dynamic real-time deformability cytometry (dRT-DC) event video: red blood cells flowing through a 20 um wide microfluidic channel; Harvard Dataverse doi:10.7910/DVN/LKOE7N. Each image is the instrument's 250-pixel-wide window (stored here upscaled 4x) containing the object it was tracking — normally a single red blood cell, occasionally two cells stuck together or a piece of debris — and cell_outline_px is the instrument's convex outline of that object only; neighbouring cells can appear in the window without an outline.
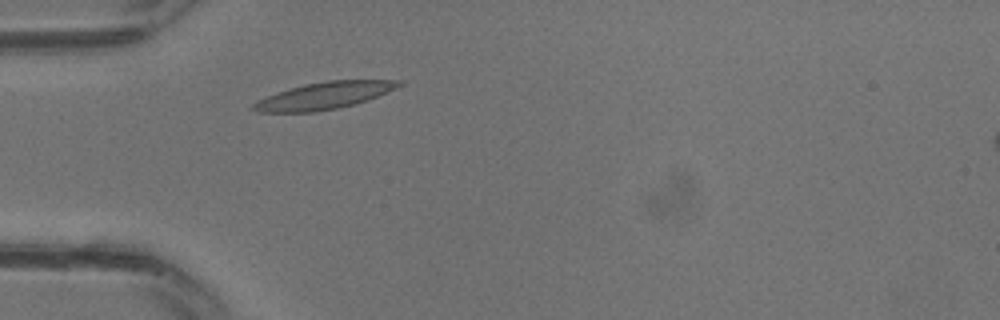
{"species": "common noctule bat (a hibernating species)", "species_latin": "Nyctalus noctula", "temperature_condition": "warm", "stored_images_in_passage": 11, "camera_frame_rate_fps": 3000, "um_per_image_px": 0.085, "animal": {"sex": "male", "body_mass_g": 13.3}, "frame": {"image": 1, "passage_image": 5, "time_ms": 1.333, "image_size_px": [1000, 320], "cell_outline_px": [[404, 84], [396, 88], [368, 100], [336, 108], [316, 112], [260, 112], [252, 108], [252, 104], [268, 96], [304, 84], [328, 80], [404, 80]], "centroid_in_image_um": [27.62, 8.12], "position_along_channel_um": 57.4, "area_um2": 22.48}}
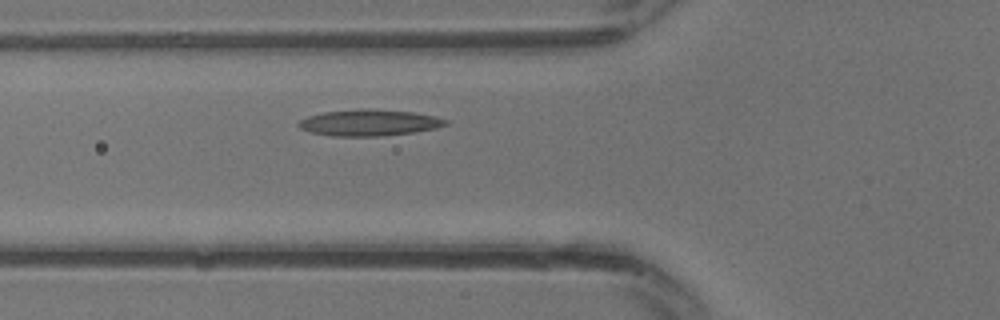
{"frame": {"image": 2, "passage_image": 7, "time_ms": 2.0, "image_size_px": [1000, 320], "cell_outline_px": [[448, 124], [436, 128], [416, 132], [384, 136], [332, 136], [308, 132], [300, 128], [296, 124], [300, 120], [308, 116], [324, 112], [360, 108], [368, 108], [412, 112], [436, 116], [448, 120]], "centroid_in_image_um": [31.38, 10.43], "position_along_channel_um": 94.4, "area_um2": 22.83}}
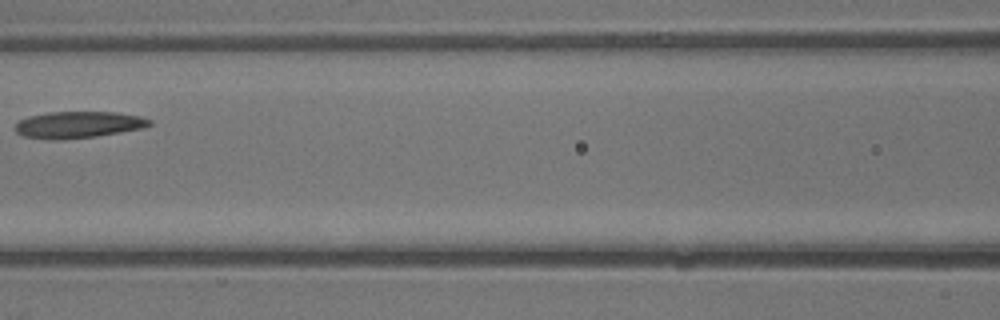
{"frame": {"image": 3, "passage_image": 10, "time_ms": 3.0, "image_size_px": [1000, 320], "cell_outline_px": [[152, 124], [144, 128], [96, 136], [64, 140], [48, 140], [24, 136], [16, 132], [12, 128], [20, 120], [28, 116], [48, 112], [112, 112], [140, 116], [152, 120]], "centroid_in_image_um": [6.62, 10.61], "position_along_channel_um": 160.0, "area_um2": 21.04}}